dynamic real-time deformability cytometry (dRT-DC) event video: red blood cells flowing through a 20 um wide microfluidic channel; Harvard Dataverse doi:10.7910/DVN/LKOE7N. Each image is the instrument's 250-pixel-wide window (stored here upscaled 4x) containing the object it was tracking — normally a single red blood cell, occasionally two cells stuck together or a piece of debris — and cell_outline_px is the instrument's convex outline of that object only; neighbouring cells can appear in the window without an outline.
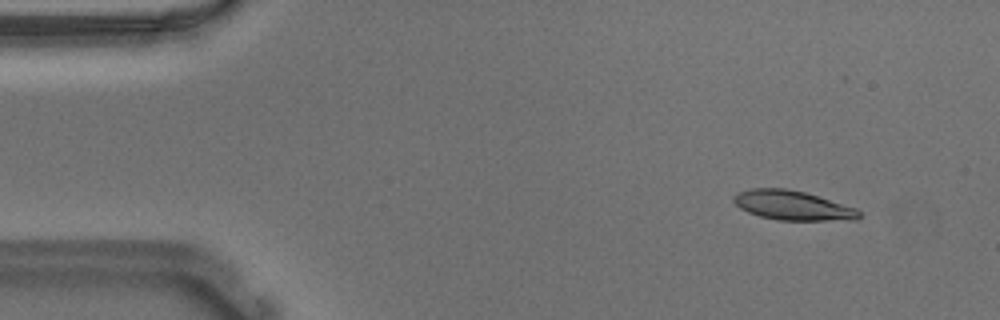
{"species": "Egyptian fruit bat (a non-hibernating species)", "species_latin": "Rousettus aegyptiacus", "temperature_condition": "warm", "stored_images_in_passage": 54, "camera_frame_rate_fps": 3000, "um_per_image_px": 0.085, "animal": {"sex": "male"}, "frame": {"image": 1, "passage_image": 5, "time_ms": 1.333, "image_size_px": [1000, 320], "cell_outline_px": [[860, 216], [856, 220], [776, 220], [760, 216], [748, 212], [740, 208], [732, 200], [732, 196], [736, 192], [752, 188], [784, 188], [804, 192], [856, 208], [860, 212]], "centroid_in_image_um": [67.33, 17.46], "position_along_channel_um": 17.7, "area_um2": 21.44}}
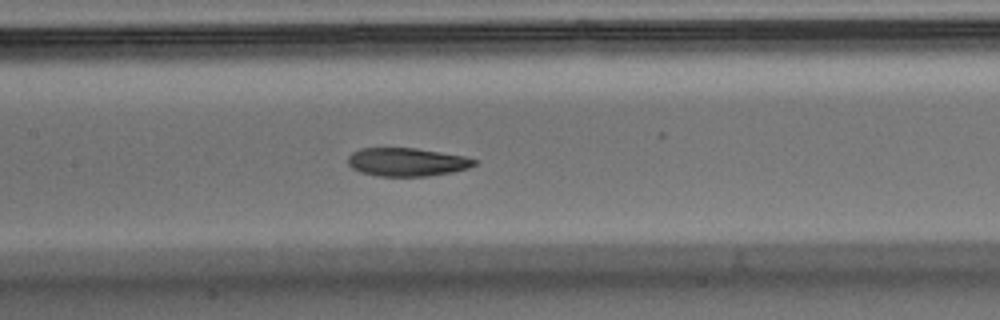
{"frame": {"image": 2, "passage_image": 25, "time_ms": 8.0, "image_size_px": [1000, 320], "cell_outline_px": [[480, 160], [476, 164], [468, 168], [452, 172], [428, 176], [376, 176], [360, 172], [352, 168], [348, 164], [348, 156], [352, 152], [360, 148], [416, 148], [464, 156]], "centroid_in_image_um": [34.59, 13.77], "position_along_channel_um": 172.8, "area_um2": 20.98}}
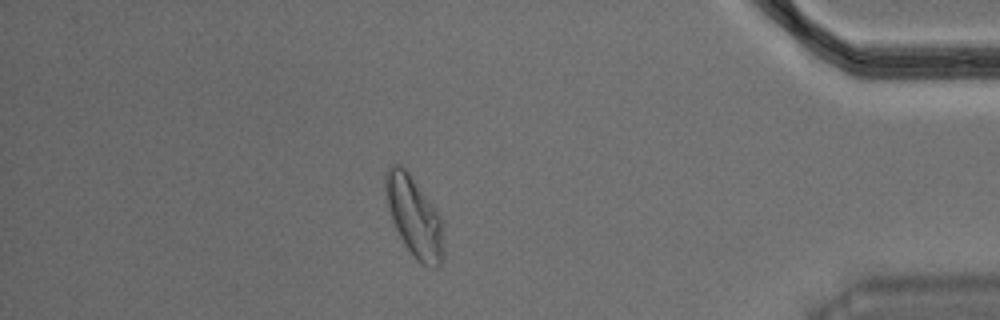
{"frame": {"image": 3, "passage_image": 47, "time_ms": 15.333, "image_size_px": [1000, 320], "cell_outline_px": [[444, 256], [440, 264], [424, 264], [416, 260], [404, 244], [392, 220], [384, 188], [384, 172], [392, 164], [400, 164], [408, 172], [440, 212], [444, 252]], "centroid_in_image_um": [35.2, 18.36], "position_along_channel_um": 400.0, "area_um2": 26.93}, "authors_computed_cell_mechanics": {"area_um2": 21.9062, "velocity_mm_per_s": 3.6593, "shape_relaxation_time_tau1_ms": 6.488, "shape_relaxation_time_tau2_ms": 2.3287, "deformation_change_tau1": 0.1879, "deformation_change_tau2": 0.0891}}